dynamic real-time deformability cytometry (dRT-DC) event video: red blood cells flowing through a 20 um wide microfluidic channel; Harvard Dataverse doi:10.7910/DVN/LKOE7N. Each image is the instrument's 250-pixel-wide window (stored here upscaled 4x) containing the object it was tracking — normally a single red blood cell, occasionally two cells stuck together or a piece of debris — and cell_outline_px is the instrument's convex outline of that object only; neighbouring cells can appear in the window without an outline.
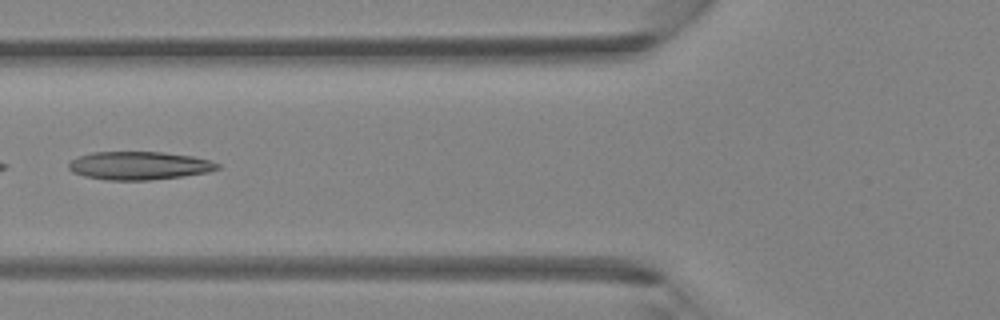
{"species": "Egyptian fruit bat (a non-hibernating species)", "species_latin": "Rousettus aegyptiacus", "temperature_condition": "room temperature", "stored_images_in_passage": 6, "camera_frame_rate_fps": 3000, "um_per_image_px": 0.085, "animal": {"sex": "female"}, "frame": {"image": 1, "passage_image": 5, "time_ms": 1.333, "image_size_px": [1000, 320], "cell_outline_px": [[220, 168], [208, 172], [184, 176], [148, 180], [104, 180], [84, 176], [72, 172], [68, 168], [68, 164], [72, 160], [80, 156], [92, 152], [160, 152], [192, 156], [212, 160], [220, 164]], "centroid_in_image_um": [11.84, 14.08], "position_along_channel_um": 114.0, "area_um2": 24.51}}
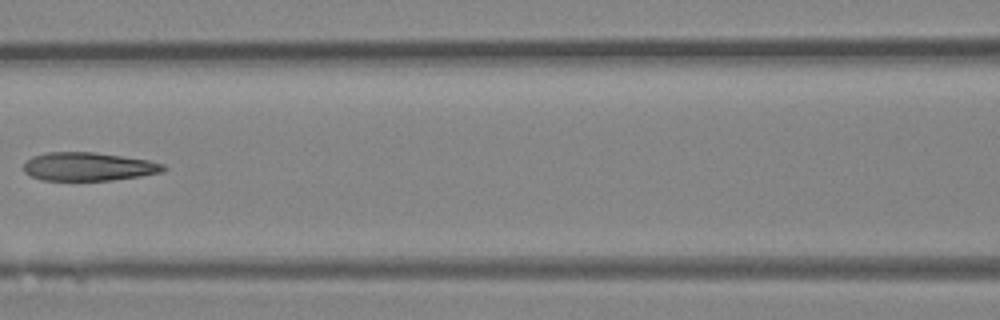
{"frame": {"image": 2, "passage_image": 6, "time_ms": 1.667, "image_size_px": [1000, 320], "cell_outline_px": [[168, 168], [164, 172], [140, 176], [112, 180], [44, 180], [32, 176], [24, 172], [24, 164], [32, 156], [48, 152], [92, 152], [148, 160], [164, 164]], "centroid_in_image_um": [7.54, 14.16], "position_along_channel_um": 159.1, "area_um2": 23.0}}